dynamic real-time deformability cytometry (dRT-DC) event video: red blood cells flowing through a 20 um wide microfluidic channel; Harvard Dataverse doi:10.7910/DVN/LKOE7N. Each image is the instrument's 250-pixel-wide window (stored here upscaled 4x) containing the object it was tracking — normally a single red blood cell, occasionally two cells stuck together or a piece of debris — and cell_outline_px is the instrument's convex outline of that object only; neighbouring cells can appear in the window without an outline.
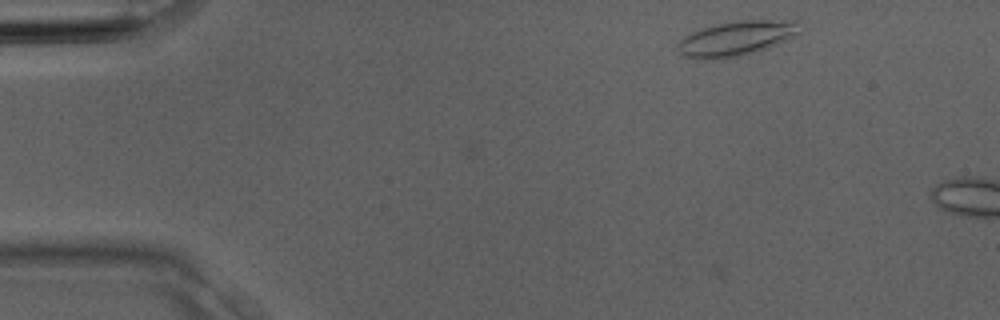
{"species": "Egyptian fruit bat (a non-hibernating species)", "species_latin": "Rousettus aegyptiacus", "temperature_condition": "room temperature", "stored_images_in_passage": 2, "camera_frame_rate_fps": 3000, "um_per_image_px": 0.085, "animal": {"sex": "male"}, "frame": {"image": 1, "passage_image": 1, "time_ms": 0.0, "image_size_px": [1000, 320], "cell_outline_px": [[800, 32], [768, 48], [752, 52], [732, 56], [684, 56], [676, 48], [676, 44], [684, 36], [692, 32], [704, 28], [720, 24], [744, 20], [796, 20]], "centroid_in_image_um": [62.62, 3.21], "position_along_channel_um": 22.4, "area_um2": 23.29}}